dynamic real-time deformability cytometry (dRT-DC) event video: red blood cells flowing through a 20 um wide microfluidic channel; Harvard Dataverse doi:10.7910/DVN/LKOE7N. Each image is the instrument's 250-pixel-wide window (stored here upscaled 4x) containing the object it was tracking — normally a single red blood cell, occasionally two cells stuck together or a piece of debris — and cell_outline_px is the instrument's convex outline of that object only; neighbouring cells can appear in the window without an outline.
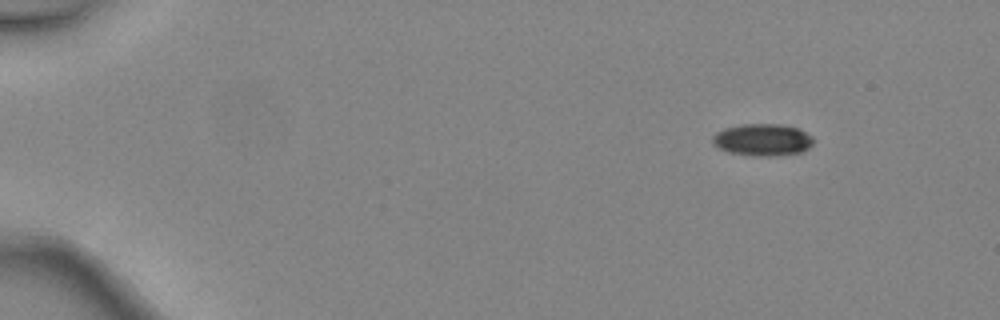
{"species": "common noctule bat (a hibernating species)", "species_latin": "Nyctalus noctula", "temperature_condition": "warm", "stored_images_in_passage": 4, "camera_frame_rate_fps": 3000, "um_per_image_px": 0.085, "animal": {"sex": "female", "body_mass_g": 24.6, "forearm_length_mm": 56.2}, "frame": {"image": 1, "passage_image": 1, "time_ms": 0.0, "image_size_px": [1000, 320], "cell_outline_px": [[812, 144], [804, 152], [776, 156], [756, 156], [728, 152], [712, 144], [712, 136], [716, 132], [724, 128], [740, 124], [780, 124], [796, 128], [812, 136]], "centroid_in_image_um": [64.79, 11.89], "position_along_channel_um": 20.2, "area_um2": 18.9}}
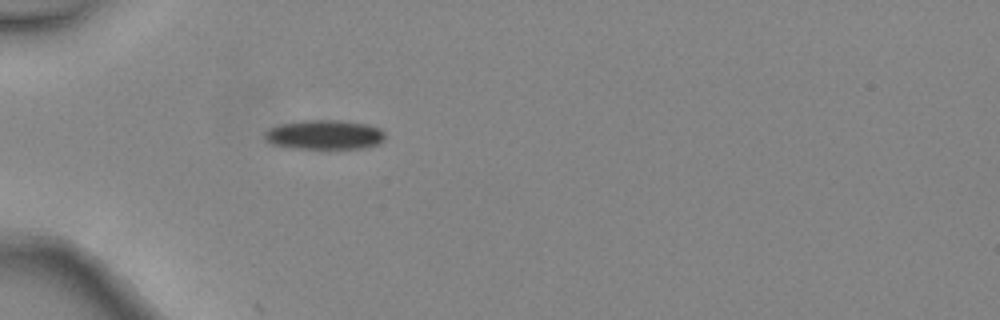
{"frame": {"image": 2, "passage_image": 4, "time_ms": 1.0, "image_size_px": [1000, 320], "cell_outline_px": [[384, 140], [380, 144], [364, 148], [292, 148], [272, 144], [264, 136], [264, 132], [268, 128], [280, 124], [300, 120], [340, 120], [368, 124], [380, 128], [384, 132]], "centroid_in_image_um": [27.6, 11.44], "position_along_channel_um": 57.4, "area_um2": 20.81}}